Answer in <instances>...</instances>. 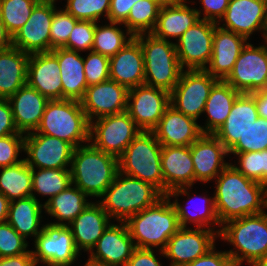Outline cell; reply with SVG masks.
<instances>
[{
  "mask_svg": "<svg viewBox=\"0 0 267 266\" xmlns=\"http://www.w3.org/2000/svg\"><path fill=\"white\" fill-rule=\"evenodd\" d=\"M140 0H110L108 21L123 23L130 13L131 7Z\"/></svg>",
  "mask_w": 267,
  "mask_h": 266,
  "instance_id": "db71d44e",
  "label": "cell"
},
{
  "mask_svg": "<svg viewBox=\"0 0 267 266\" xmlns=\"http://www.w3.org/2000/svg\"><path fill=\"white\" fill-rule=\"evenodd\" d=\"M110 79L128 90L144 85V56L140 43L133 37L120 51L109 58Z\"/></svg>",
  "mask_w": 267,
  "mask_h": 266,
  "instance_id": "d4e9b609",
  "label": "cell"
},
{
  "mask_svg": "<svg viewBox=\"0 0 267 266\" xmlns=\"http://www.w3.org/2000/svg\"><path fill=\"white\" fill-rule=\"evenodd\" d=\"M28 242L8 223H0V257H11L31 252Z\"/></svg>",
  "mask_w": 267,
  "mask_h": 266,
  "instance_id": "bcb514c9",
  "label": "cell"
},
{
  "mask_svg": "<svg viewBox=\"0 0 267 266\" xmlns=\"http://www.w3.org/2000/svg\"><path fill=\"white\" fill-rule=\"evenodd\" d=\"M11 134H23L18 132L13 120L10 103L7 99H0V137Z\"/></svg>",
  "mask_w": 267,
  "mask_h": 266,
  "instance_id": "f5cc1de1",
  "label": "cell"
},
{
  "mask_svg": "<svg viewBox=\"0 0 267 266\" xmlns=\"http://www.w3.org/2000/svg\"><path fill=\"white\" fill-rule=\"evenodd\" d=\"M187 0H166L158 14L152 34L162 40H178L201 17V10L190 8Z\"/></svg>",
  "mask_w": 267,
  "mask_h": 266,
  "instance_id": "484cf974",
  "label": "cell"
},
{
  "mask_svg": "<svg viewBox=\"0 0 267 266\" xmlns=\"http://www.w3.org/2000/svg\"><path fill=\"white\" fill-rule=\"evenodd\" d=\"M65 10L77 20L99 22L110 10V0H67Z\"/></svg>",
  "mask_w": 267,
  "mask_h": 266,
  "instance_id": "ee69618b",
  "label": "cell"
},
{
  "mask_svg": "<svg viewBox=\"0 0 267 266\" xmlns=\"http://www.w3.org/2000/svg\"><path fill=\"white\" fill-rule=\"evenodd\" d=\"M96 23L98 22L79 20L72 29L69 39L63 47L78 53L86 50L91 51Z\"/></svg>",
  "mask_w": 267,
  "mask_h": 266,
  "instance_id": "7dc6e473",
  "label": "cell"
},
{
  "mask_svg": "<svg viewBox=\"0 0 267 266\" xmlns=\"http://www.w3.org/2000/svg\"><path fill=\"white\" fill-rule=\"evenodd\" d=\"M84 61V72L87 85H95L110 79L109 57L90 51Z\"/></svg>",
  "mask_w": 267,
  "mask_h": 266,
  "instance_id": "c3c4849f",
  "label": "cell"
},
{
  "mask_svg": "<svg viewBox=\"0 0 267 266\" xmlns=\"http://www.w3.org/2000/svg\"><path fill=\"white\" fill-rule=\"evenodd\" d=\"M230 0H200L202 4V12L204 13L201 19L209 20L218 23L224 16Z\"/></svg>",
  "mask_w": 267,
  "mask_h": 266,
  "instance_id": "816d5d0a",
  "label": "cell"
},
{
  "mask_svg": "<svg viewBox=\"0 0 267 266\" xmlns=\"http://www.w3.org/2000/svg\"><path fill=\"white\" fill-rule=\"evenodd\" d=\"M255 97L259 117L267 119V89L251 93Z\"/></svg>",
  "mask_w": 267,
  "mask_h": 266,
  "instance_id": "6f0895ef",
  "label": "cell"
},
{
  "mask_svg": "<svg viewBox=\"0 0 267 266\" xmlns=\"http://www.w3.org/2000/svg\"><path fill=\"white\" fill-rule=\"evenodd\" d=\"M0 266H37L31 252L18 256L0 257Z\"/></svg>",
  "mask_w": 267,
  "mask_h": 266,
  "instance_id": "9f6ffc18",
  "label": "cell"
},
{
  "mask_svg": "<svg viewBox=\"0 0 267 266\" xmlns=\"http://www.w3.org/2000/svg\"><path fill=\"white\" fill-rule=\"evenodd\" d=\"M161 150L152 131H140L118 158L119 172L152 184L164 195Z\"/></svg>",
  "mask_w": 267,
  "mask_h": 266,
  "instance_id": "ba28073f",
  "label": "cell"
},
{
  "mask_svg": "<svg viewBox=\"0 0 267 266\" xmlns=\"http://www.w3.org/2000/svg\"><path fill=\"white\" fill-rule=\"evenodd\" d=\"M254 47L247 42L225 81L240 93L267 89V40Z\"/></svg>",
  "mask_w": 267,
  "mask_h": 266,
  "instance_id": "7c38bea8",
  "label": "cell"
},
{
  "mask_svg": "<svg viewBox=\"0 0 267 266\" xmlns=\"http://www.w3.org/2000/svg\"><path fill=\"white\" fill-rule=\"evenodd\" d=\"M78 21L65 9L54 11L50 29V51L63 47L67 43L71 31Z\"/></svg>",
  "mask_w": 267,
  "mask_h": 266,
  "instance_id": "f6af8a7d",
  "label": "cell"
},
{
  "mask_svg": "<svg viewBox=\"0 0 267 266\" xmlns=\"http://www.w3.org/2000/svg\"><path fill=\"white\" fill-rule=\"evenodd\" d=\"M62 82V99L81 101L88 87L84 72L83 57L64 47L55 48Z\"/></svg>",
  "mask_w": 267,
  "mask_h": 266,
  "instance_id": "4dcf8cb0",
  "label": "cell"
},
{
  "mask_svg": "<svg viewBox=\"0 0 267 266\" xmlns=\"http://www.w3.org/2000/svg\"><path fill=\"white\" fill-rule=\"evenodd\" d=\"M42 209L39 199L33 196L10 201L7 222L25 239L28 236L35 238L42 231L40 227Z\"/></svg>",
  "mask_w": 267,
  "mask_h": 266,
  "instance_id": "836d02e7",
  "label": "cell"
},
{
  "mask_svg": "<svg viewBox=\"0 0 267 266\" xmlns=\"http://www.w3.org/2000/svg\"><path fill=\"white\" fill-rule=\"evenodd\" d=\"M218 81L204 69L183 70L170 92V105L178 112L198 120L204 113L213 85Z\"/></svg>",
  "mask_w": 267,
  "mask_h": 266,
  "instance_id": "30bf717a",
  "label": "cell"
},
{
  "mask_svg": "<svg viewBox=\"0 0 267 266\" xmlns=\"http://www.w3.org/2000/svg\"><path fill=\"white\" fill-rule=\"evenodd\" d=\"M34 239L35 250L31 253L36 265L71 266L80 256L69 226L47 223Z\"/></svg>",
  "mask_w": 267,
  "mask_h": 266,
  "instance_id": "8fae6325",
  "label": "cell"
},
{
  "mask_svg": "<svg viewBox=\"0 0 267 266\" xmlns=\"http://www.w3.org/2000/svg\"><path fill=\"white\" fill-rule=\"evenodd\" d=\"M41 0H0V17L7 32L13 37L28 21L34 7Z\"/></svg>",
  "mask_w": 267,
  "mask_h": 266,
  "instance_id": "60d3db41",
  "label": "cell"
},
{
  "mask_svg": "<svg viewBox=\"0 0 267 266\" xmlns=\"http://www.w3.org/2000/svg\"><path fill=\"white\" fill-rule=\"evenodd\" d=\"M239 165L232 164L245 177L267 186V149L237 153ZM239 166V167H238Z\"/></svg>",
  "mask_w": 267,
  "mask_h": 266,
  "instance_id": "b9f144b4",
  "label": "cell"
},
{
  "mask_svg": "<svg viewBox=\"0 0 267 266\" xmlns=\"http://www.w3.org/2000/svg\"><path fill=\"white\" fill-rule=\"evenodd\" d=\"M18 132L28 134L40 125L47 102L46 97L27 84L7 99Z\"/></svg>",
  "mask_w": 267,
  "mask_h": 266,
  "instance_id": "f1b7e54d",
  "label": "cell"
},
{
  "mask_svg": "<svg viewBox=\"0 0 267 266\" xmlns=\"http://www.w3.org/2000/svg\"><path fill=\"white\" fill-rule=\"evenodd\" d=\"M119 171L118 158L90 142L74 148L70 166L72 184L89 197H101Z\"/></svg>",
  "mask_w": 267,
  "mask_h": 266,
  "instance_id": "7a4b0ae2",
  "label": "cell"
},
{
  "mask_svg": "<svg viewBox=\"0 0 267 266\" xmlns=\"http://www.w3.org/2000/svg\"><path fill=\"white\" fill-rule=\"evenodd\" d=\"M111 223L98 239L89 259L105 266H126L136 249L126 222ZM95 249V250H94Z\"/></svg>",
  "mask_w": 267,
  "mask_h": 266,
  "instance_id": "44dd1931",
  "label": "cell"
},
{
  "mask_svg": "<svg viewBox=\"0 0 267 266\" xmlns=\"http://www.w3.org/2000/svg\"><path fill=\"white\" fill-rule=\"evenodd\" d=\"M87 197L78 187L71 184L64 191L44 203L45 213L58 219L59 222H53L52 224L69 226L91 203L87 202Z\"/></svg>",
  "mask_w": 267,
  "mask_h": 266,
  "instance_id": "e575fe53",
  "label": "cell"
},
{
  "mask_svg": "<svg viewBox=\"0 0 267 266\" xmlns=\"http://www.w3.org/2000/svg\"><path fill=\"white\" fill-rule=\"evenodd\" d=\"M214 204L218 220L226 222L265 212L267 186L245 177L232 163L215 180Z\"/></svg>",
  "mask_w": 267,
  "mask_h": 266,
  "instance_id": "6da1fadb",
  "label": "cell"
},
{
  "mask_svg": "<svg viewBox=\"0 0 267 266\" xmlns=\"http://www.w3.org/2000/svg\"><path fill=\"white\" fill-rule=\"evenodd\" d=\"M29 57L13 46L0 50V99H8L26 85Z\"/></svg>",
  "mask_w": 267,
  "mask_h": 266,
  "instance_id": "1f68e13d",
  "label": "cell"
},
{
  "mask_svg": "<svg viewBox=\"0 0 267 266\" xmlns=\"http://www.w3.org/2000/svg\"><path fill=\"white\" fill-rule=\"evenodd\" d=\"M93 121L90 122L89 142L117 158L141 131L126 111Z\"/></svg>",
  "mask_w": 267,
  "mask_h": 266,
  "instance_id": "9c48e42d",
  "label": "cell"
},
{
  "mask_svg": "<svg viewBox=\"0 0 267 266\" xmlns=\"http://www.w3.org/2000/svg\"><path fill=\"white\" fill-rule=\"evenodd\" d=\"M12 47V36L7 32L5 25L0 17V50Z\"/></svg>",
  "mask_w": 267,
  "mask_h": 266,
  "instance_id": "680465c9",
  "label": "cell"
},
{
  "mask_svg": "<svg viewBox=\"0 0 267 266\" xmlns=\"http://www.w3.org/2000/svg\"><path fill=\"white\" fill-rule=\"evenodd\" d=\"M169 106L170 92L164 89L144 84L128 90L126 112L141 131H152Z\"/></svg>",
  "mask_w": 267,
  "mask_h": 266,
  "instance_id": "9a60e30c",
  "label": "cell"
},
{
  "mask_svg": "<svg viewBox=\"0 0 267 266\" xmlns=\"http://www.w3.org/2000/svg\"><path fill=\"white\" fill-rule=\"evenodd\" d=\"M25 134H11L0 137V168L15 165L24 159H18L24 151Z\"/></svg>",
  "mask_w": 267,
  "mask_h": 266,
  "instance_id": "681fc988",
  "label": "cell"
},
{
  "mask_svg": "<svg viewBox=\"0 0 267 266\" xmlns=\"http://www.w3.org/2000/svg\"><path fill=\"white\" fill-rule=\"evenodd\" d=\"M41 1H54V2H56L57 0H41Z\"/></svg>",
  "mask_w": 267,
  "mask_h": 266,
  "instance_id": "be15d7a7",
  "label": "cell"
},
{
  "mask_svg": "<svg viewBox=\"0 0 267 266\" xmlns=\"http://www.w3.org/2000/svg\"><path fill=\"white\" fill-rule=\"evenodd\" d=\"M118 24L122 25V23L110 21L109 24L104 26L96 23L91 51L110 58L132 40L133 36L128 31H125V35L124 31L116 26Z\"/></svg>",
  "mask_w": 267,
  "mask_h": 266,
  "instance_id": "f35d334b",
  "label": "cell"
},
{
  "mask_svg": "<svg viewBox=\"0 0 267 266\" xmlns=\"http://www.w3.org/2000/svg\"><path fill=\"white\" fill-rule=\"evenodd\" d=\"M246 44L245 37L217 26L213 36L212 58L205 70L216 79L225 80Z\"/></svg>",
  "mask_w": 267,
  "mask_h": 266,
  "instance_id": "83f0119b",
  "label": "cell"
},
{
  "mask_svg": "<svg viewBox=\"0 0 267 266\" xmlns=\"http://www.w3.org/2000/svg\"><path fill=\"white\" fill-rule=\"evenodd\" d=\"M54 1H40L28 21L12 37V46L24 53L50 52V29L57 9Z\"/></svg>",
  "mask_w": 267,
  "mask_h": 266,
  "instance_id": "ac0fdd59",
  "label": "cell"
},
{
  "mask_svg": "<svg viewBox=\"0 0 267 266\" xmlns=\"http://www.w3.org/2000/svg\"><path fill=\"white\" fill-rule=\"evenodd\" d=\"M90 122L77 100H49L37 133L57 137L74 148L89 142Z\"/></svg>",
  "mask_w": 267,
  "mask_h": 266,
  "instance_id": "8992f818",
  "label": "cell"
},
{
  "mask_svg": "<svg viewBox=\"0 0 267 266\" xmlns=\"http://www.w3.org/2000/svg\"><path fill=\"white\" fill-rule=\"evenodd\" d=\"M185 266H236L226 251H215V246L206 254Z\"/></svg>",
  "mask_w": 267,
  "mask_h": 266,
  "instance_id": "f907efd6",
  "label": "cell"
},
{
  "mask_svg": "<svg viewBox=\"0 0 267 266\" xmlns=\"http://www.w3.org/2000/svg\"><path fill=\"white\" fill-rule=\"evenodd\" d=\"M166 0H140L130 10L128 18L122 23L133 36L152 33L158 21V14Z\"/></svg>",
  "mask_w": 267,
  "mask_h": 266,
  "instance_id": "8d00e7d4",
  "label": "cell"
},
{
  "mask_svg": "<svg viewBox=\"0 0 267 266\" xmlns=\"http://www.w3.org/2000/svg\"><path fill=\"white\" fill-rule=\"evenodd\" d=\"M217 237L219 229L181 227L170 237L165 249L158 252L171 259L170 266H185L212 249Z\"/></svg>",
  "mask_w": 267,
  "mask_h": 266,
  "instance_id": "e0dca14e",
  "label": "cell"
},
{
  "mask_svg": "<svg viewBox=\"0 0 267 266\" xmlns=\"http://www.w3.org/2000/svg\"><path fill=\"white\" fill-rule=\"evenodd\" d=\"M258 117L255 97L251 93H241L233 103L225 123L214 135L229 151L240 138L244 137Z\"/></svg>",
  "mask_w": 267,
  "mask_h": 266,
  "instance_id": "4316f807",
  "label": "cell"
},
{
  "mask_svg": "<svg viewBox=\"0 0 267 266\" xmlns=\"http://www.w3.org/2000/svg\"><path fill=\"white\" fill-rule=\"evenodd\" d=\"M37 169L32 168V196L36 192L49 196L48 200L64 191L72 184L70 168L68 169ZM34 191V193H33Z\"/></svg>",
  "mask_w": 267,
  "mask_h": 266,
  "instance_id": "74e56055",
  "label": "cell"
},
{
  "mask_svg": "<svg viewBox=\"0 0 267 266\" xmlns=\"http://www.w3.org/2000/svg\"><path fill=\"white\" fill-rule=\"evenodd\" d=\"M223 21L225 23L220 26V22ZM217 24L220 28L237 33L247 40L258 30L263 32L265 40L267 0H230L224 16Z\"/></svg>",
  "mask_w": 267,
  "mask_h": 266,
  "instance_id": "d6986e66",
  "label": "cell"
},
{
  "mask_svg": "<svg viewBox=\"0 0 267 266\" xmlns=\"http://www.w3.org/2000/svg\"><path fill=\"white\" fill-rule=\"evenodd\" d=\"M161 167L164 182V195L190 196L187 190L194 185L195 171L190 146H162Z\"/></svg>",
  "mask_w": 267,
  "mask_h": 266,
  "instance_id": "2e32d148",
  "label": "cell"
},
{
  "mask_svg": "<svg viewBox=\"0 0 267 266\" xmlns=\"http://www.w3.org/2000/svg\"><path fill=\"white\" fill-rule=\"evenodd\" d=\"M241 93L225 80H218L212 87L204 112L208 115L205 126H200L203 134H215L225 123L233 103Z\"/></svg>",
  "mask_w": 267,
  "mask_h": 266,
  "instance_id": "d6a6232c",
  "label": "cell"
},
{
  "mask_svg": "<svg viewBox=\"0 0 267 266\" xmlns=\"http://www.w3.org/2000/svg\"><path fill=\"white\" fill-rule=\"evenodd\" d=\"M164 195L152 184L118 171L98 202L110 218L126 222L131 216L154 205Z\"/></svg>",
  "mask_w": 267,
  "mask_h": 266,
  "instance_id": "277c9868",
  "label": "cell"
},
{
  "mask_svg": "<svg viewBox=\"0 0 267 266\" xmlns=\"http://www.w3.org/2000/svg\"><path fill=\"white\" fill-rule=\"evenodd\" d=\"M0 169V192L10 201L32 196V168L25 160Z\"/></svg>",
  "mask_w": 267,
  "mask_h": 266,
  "instance_id": "d590c367",
  "label": "cell"
},
{
  "mask_svg": "<svg viewBox=\"0 0 267 266\" xmlns=\"http://www.w3.org/2000/svg\"><path fill=\"white\" fill-rule=\"evenodd\" d=\"M267 149V119L258 117L243 138L228 151V154L262 151Z\"/></svg>",
  "mask_w": 267,
  "mask_h": 266,
  "instance_id": "7bdbcfd3",
  "label": "cell"
},
{
  "mask_svg": "<svg viewBox=\"0 0 267 266\" xmlns=\"http://www.w3.org/2000/svg\"><path fill=\"white\" fill-rule=\"evenodd\" d=\"M217 26L216 22L200 18L177 40L175 48L183 69H206L212 58L213 36Z\"/></svg>",
  "mask_w": 267,
  "mask_h": 266,
  "instance_id": "4fadbf2b",
  "label": "cell"
},
{
  "mask_svg": "<svg viewBox=\"0 0 267 266\" xmlns=\"http://www.w3.org/2000/svg\"><path fill=\"white\" fill-rule=\"evenodd\" d=\"M84 266H105V265H103L102 263L92 261L88 258V261L85 263Z\"/></svg>",
  "mask_w": 267,
  "mask_h": 266,
  "instance_id": "6125c7cd",
  "label": "cell"
},
{
  "mask_svg": "<svg viewBox=\"0 0 267 266\" xmlns=\"http://www.w3.org/2000/svg\"><path fill=\"white\" fill-rule=\"evenodd\" d=\"M196 198L195 197L194 198L188 197V200H190V199L196 200ZM198 200L204 201L203 203L205 204V207L201 208V210L198 209L199 211L197 213H192V214H191L190 209H187L188 207L186 208V207H184V205L183 206L180 205V203L178 202V198L177 199L175 198V200L172 202V204L175 207L176 212H177L180 227L187 228L188 223L192 222V224L195 223L194 226H196V228H204V229L213 230V228L211 226L219 225L218 227H220V229H219V233H220L222 226H221V224L218 220L217 214H216L214 197L208 198L207 196H204V197L199 196ZM188 202L191 203L194 201H191V202L188 201ZM188 206H189V204H188ZM189 208H190V206H189Z\"/></svg>",
  "mask_w": 267,
  "mask_h": 266,
  "instance_id": "ab89813d",
  "label": "cell"
},
{
  "mask_svg": "<svg viewBox=\"0 0 267 266\" xmlns=\"http://www.w3.org/2000/svg\"><path fill=\"white\" fill-rule=\"evenodd\" d=\"M128 89L108 79L102 83L88 86L80 101L89 122L94 119L119 114L127 109Z\"/></svg>",
  "mask_w": 267,
  "mask_h": 266,
  "instance_id": "ffe728a7",
  "label": "cell"
},
{
  "mask_svg": "<svg viewBox=\"0 0 267 266\" xmlns=\"http://www.w3.org/2000/svg\"><path fill=\"white\" fill-rule=\"evenodd\" d=\"M26 84L48 100L62 99L60 67L52 51L30 54Z\"/></svg>",
  "mask_w": 267,
  "mask_h": 266,
  "instance_id": "603a6c76",
  "label": "cell"
},
{
  "mask_svg": "<svg viewBox=\"0 0 267 266\" xmlns=\"http://www.w3.org/2000/svg\"><path fill=\"white\" fill-rule=\"evenodd\" d=\"M253 266H267V256L259 259Z\"/></svg>",
  "mask_w": 267,
  "mask_h": 266,
  "instance_id": "94428289",
  "label": "cell"
},
{
  "mask_svg": "<svg viewBox=\"0 0 267 266\" xmlns=\"http://www.w3.org/2000/svg\"><path fill=\"white\" fill-rule=\"evenodd\" d=\"M226 224V225H225ZM219 237L235 248L226 251L236 266L245 261L253 266L267 256V213L248 215L226 222Z\"/></svg>",
  "mask_w": 267,
  "mask_h": 266,
  "instance_id": "5b68a950",
  "label": "cell"
},
{
  "mask_svg": "<svg viewBox=\"0 0 267 266\" xmlns=\"http://www.w3.org/2000/svg\"><path fill=\"white\" fill-rule=\"evenodd\" d=\"M74 147L57 137L33 131L25 134L24 158L27 165L35 169H67L71 166Z\"/></svg>",
  "mask_w": 267,
  "mask_h": 266,
  "instance_id": "5bb4252c",
  "label": "cell"
},
{
  "mask_svg": "<svg viewBox=\"0 0 267 266\" xmlns=\"http://www.w3.org/2000/svg\"><path fill=\"white\" fill-rule=\"evenodd\" d=\"M10 200L0 192V223L7 222Z\"/></svg>",
  "mask_w": 267,
  "mask_h": 266,
  "instance_id": "91938a15",
  "label": "cell"
},
{
  "mask_svg": "<svg viewBox=\"0 0 267 266\" xmlns=\"http://www.w3.org/2000/svg\"><path fill=\"white\" fill-rule=\"evenodd\" d=\"M144 56V84L171 92L184 70L175 48V43L155 37L152 33L134 37Z\"/></svg>",
  "mask_w": 267,
  "mask_h": 266,
  "instance_id": "52a82bcc",
  "label": "cell"
},
{
  "mask_svg": "<svg viewBox=\"0 0 267 266\" xmlns=\"http://www.w3.org/2000/svg\"><path fill=\"white\" fill-rule=\"evenodd\" d=\"M111 218L98 201L91 202L70 224L77 250H93L98 239L111 224Z\"/></svg>",
  "mask_w": 267,
  "mask_h": 266,
  "instance_id": "f546056e",
  "label": "cell"
},
{
  "mask_svg": "<svg viewBox=\"0 0 267 266\" xmlns=\"http://www.w3.org/2000/svg\"><path fill=\"white\" fill-rule=\"evenodd\" d=\"M126 266H162L154 249L136 248Z\"/></svg>",
  "mask_w": 267,
  "mask_h": 266,
  "instance_id": "11a10c76",
  "label": "cell"
},
{
  "mask_svg": "<svg viewBox=\"0 0 267 266\" xmlns=\"http://www.w3.org/2000/svg\"><path fill=\"white\" fill-rule=\"evenodd\" d=\"M200 126L170 105L152 132L162 146H190L203 135Z\"/></svg>",
  "mask_w": 267,
  "mask_h": 266,
  "instance_id": "cb8c5ba5",
  "label": "cell"
},
{
  "mask_svg": "<svg viewBox=\"0 0 267 266\" xmlns=\"http://www.w3.org/2000/svg\"><path fill=\"white\" fill-rule=\"evenodd\" d=\"M195 171V182L208 183L215 180L229 165L224 161L228 150L214 134H203L190 145Z\"/></svg>",
  "mask_w": 267,
  "mask_h": 266,
  "instance_id": "7402d4cb",
  "label": "cell"
},
{
  "mask_svg": "<svg viewBox=\"0 0 267 266\" xmlns=\"http://www.w3.org/2000/svg\"><path fill=\"white\" fill-rule=\"evenodd\" d=\"M126 224L136 248H160L162 251L170 237L181 228L176 209L167 195L131 216Z\"/></svg>",
  "mask_w": 267,
  "mask_h": 266,
  "instance_id": "3957f363",
  "label": "cell"
}]
</instances>
